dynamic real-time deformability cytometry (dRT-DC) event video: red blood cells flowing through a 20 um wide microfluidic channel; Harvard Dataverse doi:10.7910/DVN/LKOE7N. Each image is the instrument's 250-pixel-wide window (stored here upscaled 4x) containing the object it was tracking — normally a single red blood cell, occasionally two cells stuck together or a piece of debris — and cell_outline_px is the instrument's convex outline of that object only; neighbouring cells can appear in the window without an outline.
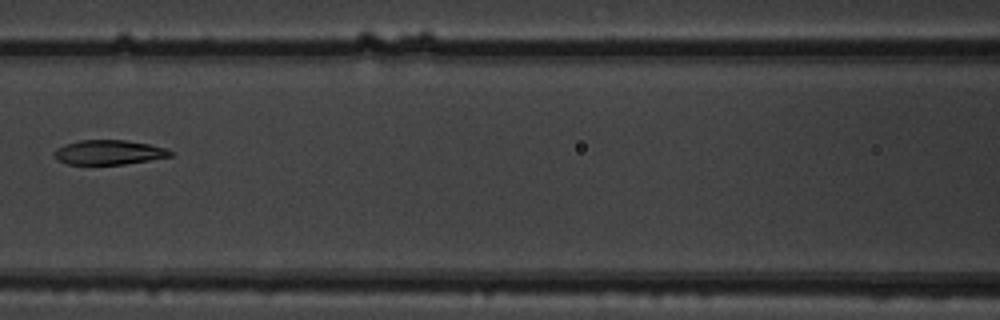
{"species": "common noctule bat (a hibernating species)", "species_latin": "Nyctalus noctula", "temperature_condition": "warm", "stored_images_in_passage": 7, "camera_frame_rate_fps": 3000, "um_per_image_px": 0.085, "animal": {"sex": "male", "body_mass_g": 19.5, "forearm_length_mm": 54.6}, "frame": {"image": 1, "passage_image": 7, "time_ms": 2.0, "image_size_px": [1000, 320], "cell_outline_px": [[172, 156], [124, 164], [68, 164], [56, 160], [52, 152], [56, 148], [64, 144], [80, 140], [124, 140], [148, 144], [168, 148], [172, 152]], "centroid_in_image_um": [9.21, 12.94], "position_along_channel_um": 157.4, "area_um2": 16.65}}